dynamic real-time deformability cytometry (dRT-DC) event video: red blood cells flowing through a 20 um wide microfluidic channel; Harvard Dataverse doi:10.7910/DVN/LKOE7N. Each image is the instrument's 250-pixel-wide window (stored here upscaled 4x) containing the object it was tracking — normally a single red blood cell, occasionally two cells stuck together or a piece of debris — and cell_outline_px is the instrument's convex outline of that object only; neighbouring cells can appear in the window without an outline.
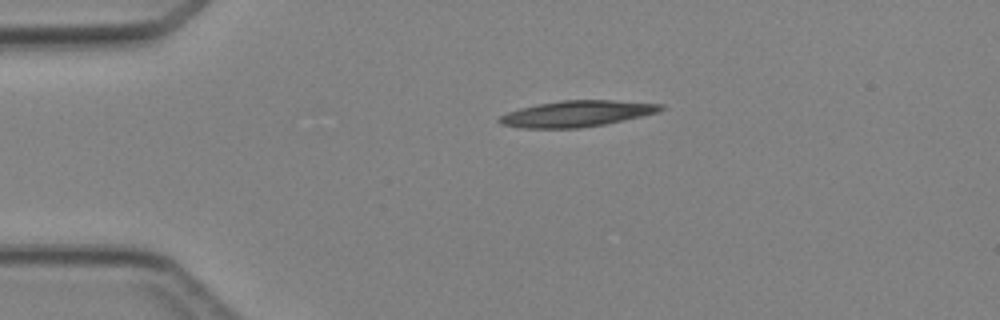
{"species": "Egyptian fruit bat (a non-hibernating species)", "species_latin": "Rousettus aegyptiacus", "temperature_condition": "cold", "stored_images_in_passage": 2, "camera_frame_rate_fps": 3000, "um_per_image_px": 0.085, "animal": {"sex": "female"}, "frame": {"image": 1, "passage_image": 2, "time_ms": 1.333, "image_size_px": [1000, 320], "cell_outline_px": [[664, 108], [660, 112], [604, 124], [580, 128], [520, 128], [500, 124], [496, 120], [500, 116], [508, 112], [520, 108], [536, 104], [560, 100], [612, 100], [664, 104]], "centroid_in_image_um": [49.01, 9.66], "position_along_channel_um": 36.0, "area_um2": 24.62}}